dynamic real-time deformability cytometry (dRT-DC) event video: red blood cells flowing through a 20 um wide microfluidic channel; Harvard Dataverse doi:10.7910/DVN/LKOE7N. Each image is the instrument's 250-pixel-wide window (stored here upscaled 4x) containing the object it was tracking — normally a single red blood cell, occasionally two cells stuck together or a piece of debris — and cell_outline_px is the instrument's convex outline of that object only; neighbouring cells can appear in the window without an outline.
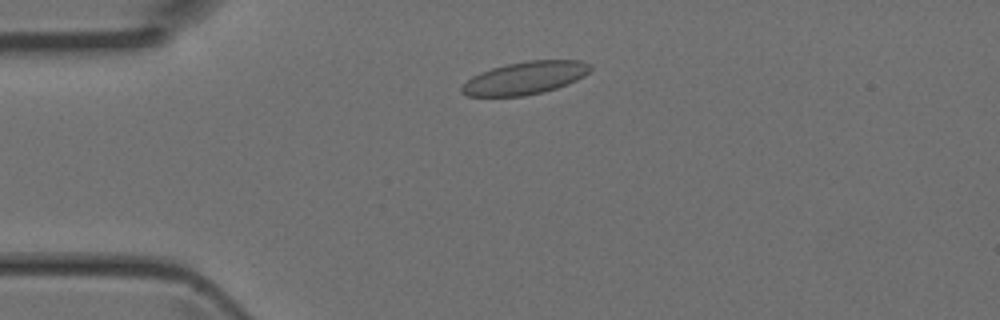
{"species": "Egyptian fruit bat (a non-hibernating species)", "species_latin": "Rousettus aegyptiacus", "temperature_condition": "room temperature", "stored_images_in_passage": 3, "camera_frame_rate_fps": 3000, "um_per_image_px": 0.085, "animal": {"sex": "female"}, "frame": {"image": 1, "passage_image": 1, "time_ms": 0.0, "image_size_px": [1000, 320], "cell_outline_px": [[592, 68], [584, 76], [568, 84], [544, 92], [524, 96], [468, 96], [460, 92], [460, 88], [472, 76], [480, 72], [492, 68], [508, 64], [528, 60], [580, 60], [592, 64]], "centroid_in_image_um": [44.65, 6.63], "position_along_channel_um": 40.4, "area_um2": 24.57}}
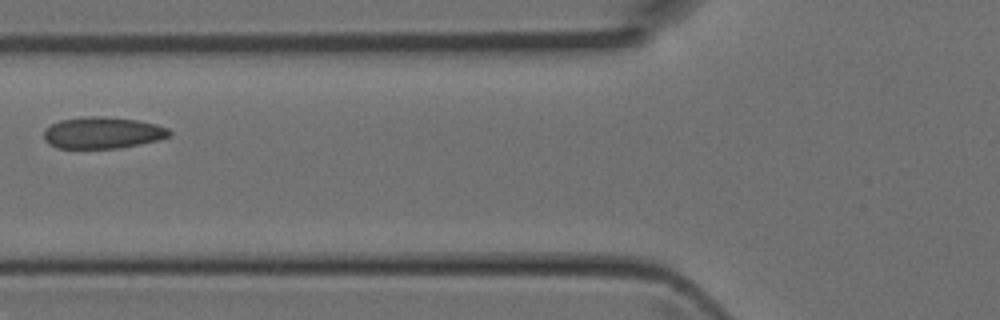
{"frame": {"image": 2, "passage_image": 3, "time_ms": 0.667, "image_size_px": [1000, 320], "cell_outline_px": [[172, 136], [140, 144], [120, 148], [56, 148], [48, 144], [44, 140], [44, 128], [60, 120], [84, 116], [104, 116], [140, 120], [156, 124], [168, 128], [172, 132]], "centroid_in_image_um": [8.72, 11.28], "position_along_channel_um": 117.1, "area_um2": 23.41}}